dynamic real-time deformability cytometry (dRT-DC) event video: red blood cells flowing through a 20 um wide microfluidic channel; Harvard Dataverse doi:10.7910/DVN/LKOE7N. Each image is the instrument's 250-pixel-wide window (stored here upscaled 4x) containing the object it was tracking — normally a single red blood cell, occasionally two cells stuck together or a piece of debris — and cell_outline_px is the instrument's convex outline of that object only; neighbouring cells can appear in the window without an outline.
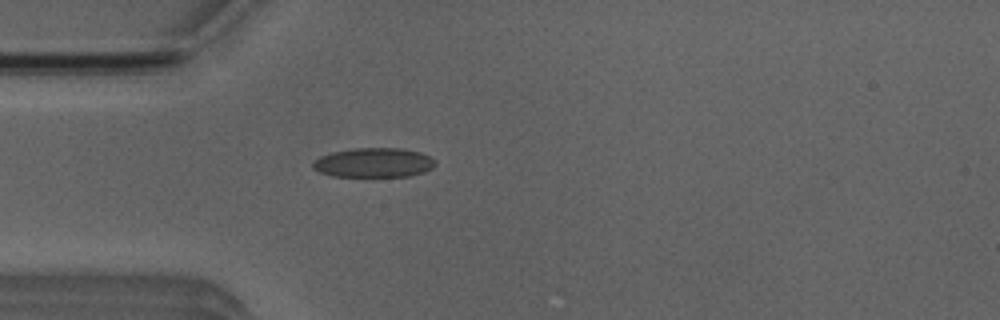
{"species": "Egyptian fruit bat (a non-hibernating species)", "species_latin": "Rousettus aegyptiacus", "temperature_condition": "room temperature", "stored_images_in_passage": 2, "camera_frame_rate_fps": 3000, "um_per_image_px": 0.085, "animal": {"sex": "male"}, "frame": {"image": 1, "passage_image": 2, "time_ms": 1.333, "image_size_px": [1000, 320], "cell_outline_px": [[436, 164], [432, 168], [424, 172], [408, 176], [332, 176], [320, 172], [312, 168], [312, 160], [320, 156], [332, 152], [352, 148], [404, 148], [420, 152], [436, 160]], "centroid_in_image_um": [31.75, 13.81], "position_along_channel_um": 53.2, "area_um2": 21.15}}